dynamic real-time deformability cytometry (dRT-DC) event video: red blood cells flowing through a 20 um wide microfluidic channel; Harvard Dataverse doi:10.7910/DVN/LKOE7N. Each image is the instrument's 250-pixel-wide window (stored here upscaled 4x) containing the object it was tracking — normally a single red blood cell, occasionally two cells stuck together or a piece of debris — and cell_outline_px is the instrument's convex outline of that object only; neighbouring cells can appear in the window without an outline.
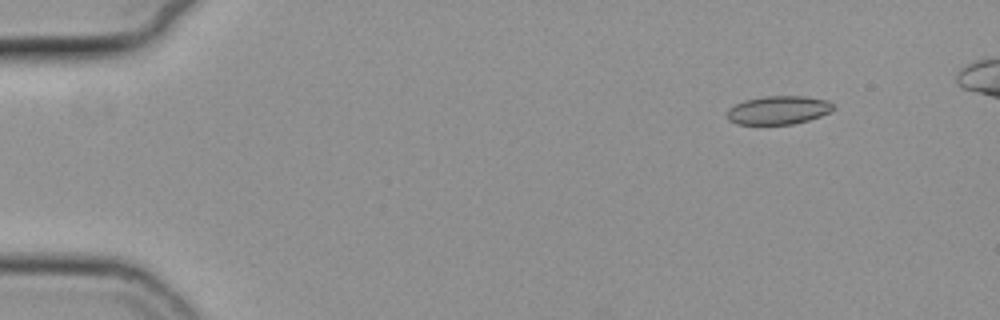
{"species": "common noctule bat (a hibernating species)", "species_latin": "Nyctalus noctula", "temperature_condition": "cold", "stored_images_in_passage": 47, "camera_frame_rate_fps": 3000, "um_per_image_px": 0.085, "animal": {"sex": "female", "body_mass_g": 19.3, "forearm_length_mm": 54.1}, "frame": {"image": 1, "passage_image": 1, "time_ms": 0.0, "image_size_px": [1000, 320], "cell_outline_px": [[832, 108], [828, 112], [820, 116], [808, 120], [792, 124], [736, 124], [728, 120], [728, 108], [744, 100], [764, 96], [804, 96], [828, 100], [832, 104]], "centroid_in_image_um": [66.13, 9.35], "position_along_channel_um": 18.9, "area_um2": 17.46}}
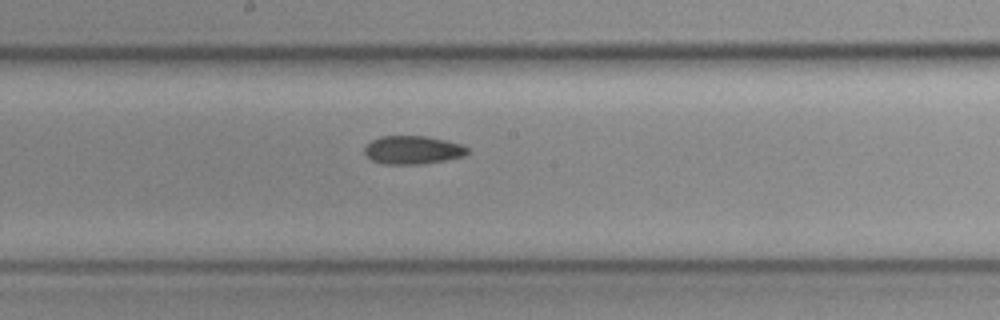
{"frame": {"image": 2, "passage_image": 25, "time_ms": 8.0, "image_size_px": [1000, 320], "cell_outline_px": [[468, 152], [464, 156], [444, 160], [420, 164], [384, 164], [372, 160], [364, 152], [364, 148], [372, 140], [380, 136], [428, 136], [464, 144], [468, 148]], "centroid_in_image_um": [35.11, 12.74], "position_along_channel_um": 213.1, "area_um2": 16.99}}
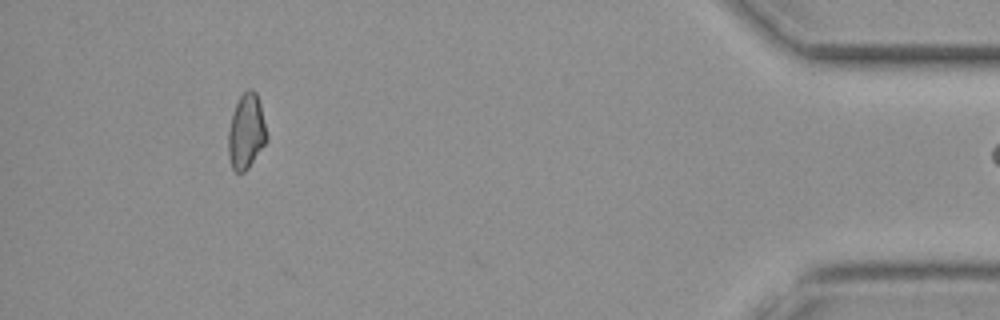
{"frame": {"image": 3, "passage_image": 46, "time_ms": 15.0, "image_size_px": [1000, 320], "cell_outline_px": [[268, 140], [248, 168], [244, 172], [236, 172], [232, 168], [228, 156], [228, 132], [232, 116], [236, 104], [240, 96], [248, 88], [252, 88], [256, 92], [260, 104], [268, 136]], "centroid_in_image_um": [20.94, 11.19], "position_along_channel_um": 414.3, "area_um2": 16.82}}